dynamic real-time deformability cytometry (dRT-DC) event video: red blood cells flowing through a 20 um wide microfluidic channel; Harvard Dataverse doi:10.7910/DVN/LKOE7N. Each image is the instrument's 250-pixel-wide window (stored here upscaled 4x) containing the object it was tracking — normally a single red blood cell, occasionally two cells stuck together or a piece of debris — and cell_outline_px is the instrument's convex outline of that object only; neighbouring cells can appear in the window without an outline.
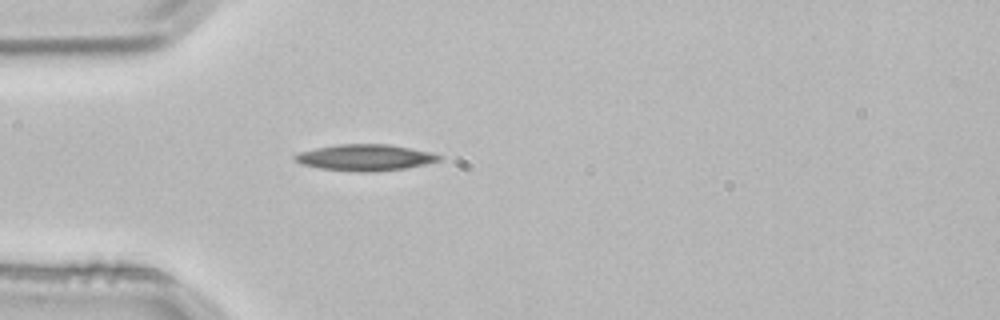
{"species": "common noctule bat (a hibernating species)", "species_latin": "Nyctalus noctula", "temperature_condition": "room temperature", "stored_images_in_passage": 1, "camera_frame_rate_fps": 3000, "um_per_image_px": 0.085, "animal": {"sex": "male", "body_mass_g": 21.5, "forearm_length_mm": 52.0}, "frame": {"image": 1, "passage_image": 1, "time_ms": 0.0, "image_size_px": [1000, 320], "cell_outline_px": [[444, 156], [440, 160], [424, 164], [404, 168], [372, 172], [360, 172], [320, 168], [300, 164], [292, 160], [292, 156], [300, 152], [316, 148], [340, 144], [388, 144], [428, 152]], "centroid_in_image_um": [30.98, 13.39], "position_along_channel_um": 54.0, "area_um2": 21.91}}